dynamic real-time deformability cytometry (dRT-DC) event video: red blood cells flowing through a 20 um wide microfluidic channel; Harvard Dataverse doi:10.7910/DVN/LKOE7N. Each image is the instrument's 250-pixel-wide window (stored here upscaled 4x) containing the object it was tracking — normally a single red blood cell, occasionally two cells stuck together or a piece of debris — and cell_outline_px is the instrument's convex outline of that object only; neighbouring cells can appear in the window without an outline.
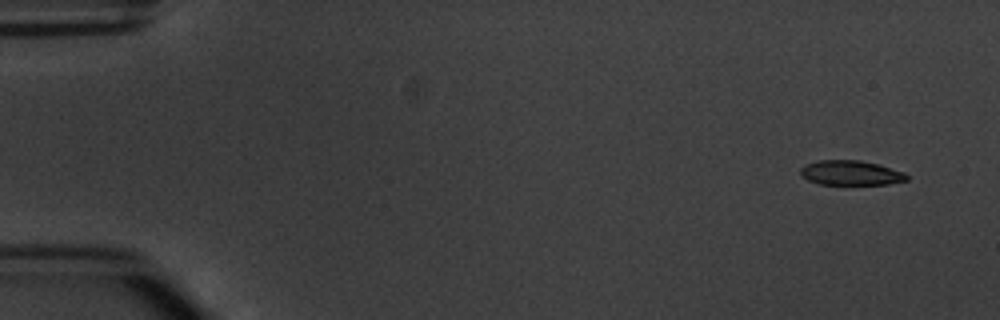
{"species": "common noctule bat (a hibernating species)", "species_latin": "Nyctalus noctula", "temperature_condition": "warm", "stored_images_in_passage": 3, "camera_frame_rate_fps": 3000, "um_per_image_px": 0.085, "animal": {"sex": "male", "body_mass_g": 20.1, "forearm_length_mm": 53.5}, "frame": {"image": 1, "passage_image": 1, "time_ms": 0.0, "image_size_px": [1000, 320], "cell_outline_px": [[908, 180], [888, 184], [820, 184], [808, 180], [800, 176], [800, 168], [804, 164], [820, 160], [860, 160], [876, 164], [904, 172], [908, 176]], "centroid_in_image_um": [72.28, 14.69], "position_along_channel_um": 12.7, "area_um2": 15.26}}